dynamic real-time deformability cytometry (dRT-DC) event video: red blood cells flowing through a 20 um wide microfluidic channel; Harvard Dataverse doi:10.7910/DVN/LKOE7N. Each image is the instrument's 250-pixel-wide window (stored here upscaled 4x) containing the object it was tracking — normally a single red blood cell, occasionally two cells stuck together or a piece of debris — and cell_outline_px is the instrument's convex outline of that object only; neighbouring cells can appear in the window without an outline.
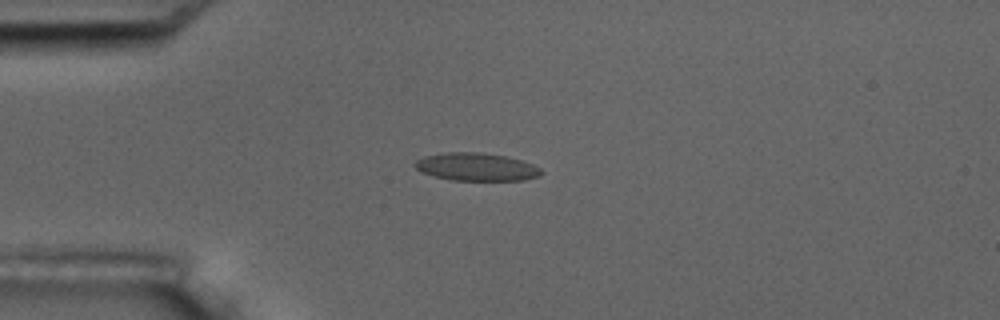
{"species": "common noctule bat (a hibernating species)", "species_latin": "Nyctalus noctula", "temperature_condition": "room temperature", "stored_images_in_passage": 11, "camera_frame_rate_fps": 3000, "um_per_image_px": 0.085, "animal": {"sex": "male", "body_mass_g": 17.5, "forearm_length_mm": 52.3}, "frame": {"image": 1, "passage_image": 4, "time_ms": 3.667, "image_size_px": [1000, 320], "cell_outline_px": [[544, 172], [540, 176], [524, 180], [452, 180], [432, 176], [420, 172], [412, 164], [416, 160], [424, 156], [448, 152], [480, 152], [504, 156], [520, 160], [532, 164], [540, 168]], "centroid_in_image_um": [40.46, 14.19], "position_along_channel_um": 44.5, "area_um2": 20.58}}
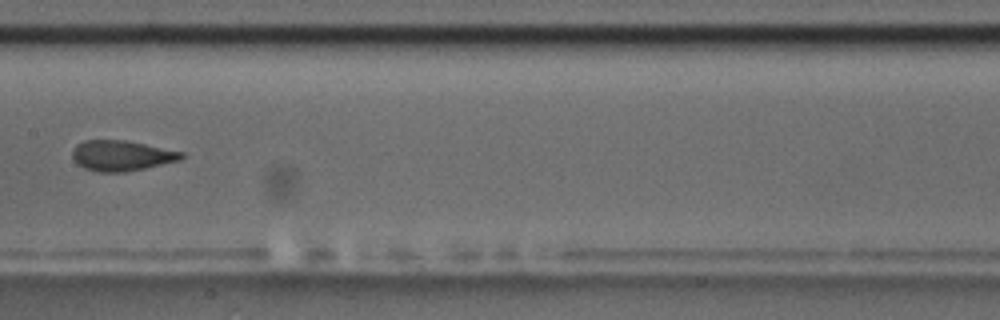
{"frame": {"image": 2, "passage_image": 8, "time_ms": 8.333, "image_size_px": [1000, 320], "cell_outline_px": [[184, 156], [180, 160], [144, 168], [124, 172], [100, 172], [84, 168], [76, 164], [72, 156], [72, 152], [76, 144], [84, 140], [124, 140], [184, 152]], "centroid_in_image_um": [10.3, 13.23], "position_along_channel_um": 197.1, "area_um2": 19.25}}
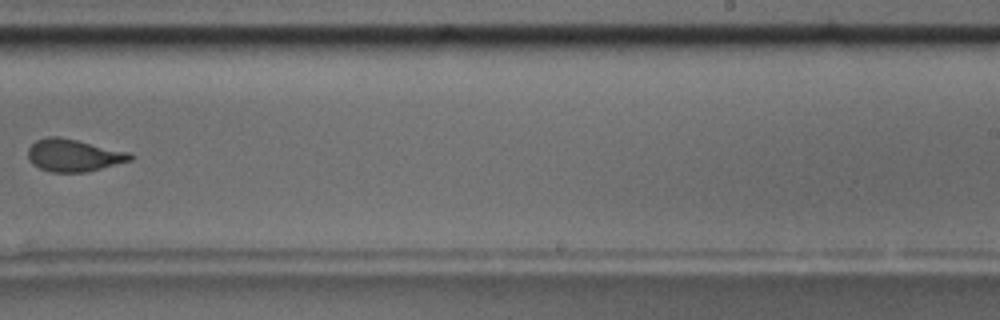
{"frame": {"image": 3, "passage_image": 10, "time_ms": 10.667, "image_size_px": [1000, 320], "cell_outline_px": [[136, 156], [132, 160], [88, 172], [52, 172], [40, 168], [32, 164], [28, 160], [28, 148], [36, 140], [48, 136], [60, 136], [132, 152]], "centroid_in_image_um": [6.3, 13.19], "position_along_channel_um": 282.7, "area_um2": 19.65}}